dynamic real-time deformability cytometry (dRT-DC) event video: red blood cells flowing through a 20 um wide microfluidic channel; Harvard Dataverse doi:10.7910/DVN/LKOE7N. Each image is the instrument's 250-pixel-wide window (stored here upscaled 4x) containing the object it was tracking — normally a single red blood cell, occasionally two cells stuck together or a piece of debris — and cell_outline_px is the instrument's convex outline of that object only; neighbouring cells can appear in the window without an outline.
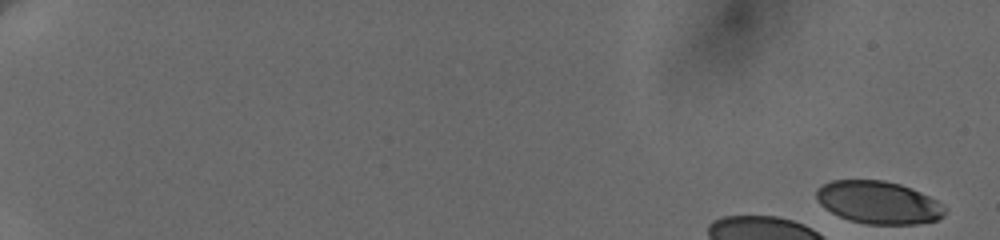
{"species": "human", "species_latin": "Homo sapiens", "temperature_condition": "cold", "stored_images_in_passage": 7, "camera_frame_rate_fps": 3000, "um_per_image_px": 0.085, "donor": {"sex": "female"}, "frame": {"image": 1, "passage_image": 1, "time_ms": 0.0, "image_size_px": [1000, 240], "cell_outline_px": [[948, 208], [944, 216], [936, 220], [916, 224], [864, 224], [848, 220], [832, 212], [820, 204], [816, 200], [816, 192], [824, 184], [832, 180], [884, 180], [900, 184], [912, 188], [936, 200]], "centroid_in_image_um": [74.7, 17.21], "position_along_channel_um": 10.3, "area_um2": 31.96}}